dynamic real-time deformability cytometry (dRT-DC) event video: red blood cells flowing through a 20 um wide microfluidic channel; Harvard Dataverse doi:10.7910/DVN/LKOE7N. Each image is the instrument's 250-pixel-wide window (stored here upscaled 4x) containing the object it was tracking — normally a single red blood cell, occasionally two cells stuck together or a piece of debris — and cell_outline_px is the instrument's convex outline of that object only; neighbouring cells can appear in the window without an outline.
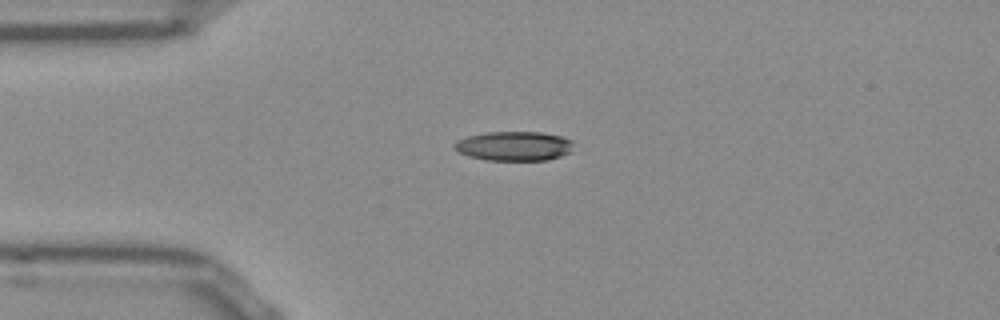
{"species": "Egyptian fruit bat (a non-hibernating species)", "species_latin": "Rousettus aegyptiacus", "temperature_condition": "room temperature", "stored_images_in_passage": 41, "camera_frame_rate_fps": 3000, "um_per_image_px": 0.085, "frame": {"image": 1, "passage_image": 1, "time_ms": 0.0, "image_size_px": [1000, 320], "cell_outline_px": [[572, 152], [548, 160], [484, 160], [468, 156], [460, 152], [452, 144], [456, 140], [468, 136], [488, 132], [540, 132], [560, 136], [572, 140]], "centroid_in_image_um": [43.7, 12.42], "position_along_channel_um": 41.3, "area_um2": 20.4}}
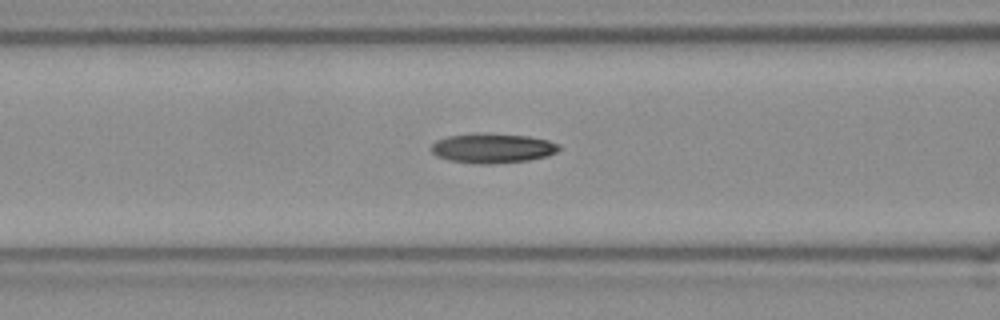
{"frame": {"image": 2, "passage_image": 9, "time_ms": 2.667, "image_size_px": [1000, 320], "cell_outline_px": [[560, 148], [556, 152], [548, 156], [528, 160], [492, 164], [480, 164], [448, 160], [436, 156], [428, 148], [436, 140], [448, 136], [480, 132], [528, 136], [548, 140], [560, 144]], "centroid_in_image_um": [41.84, 12.59], "position_along_channel_um": 124.8, "area_um2": 22.37}}
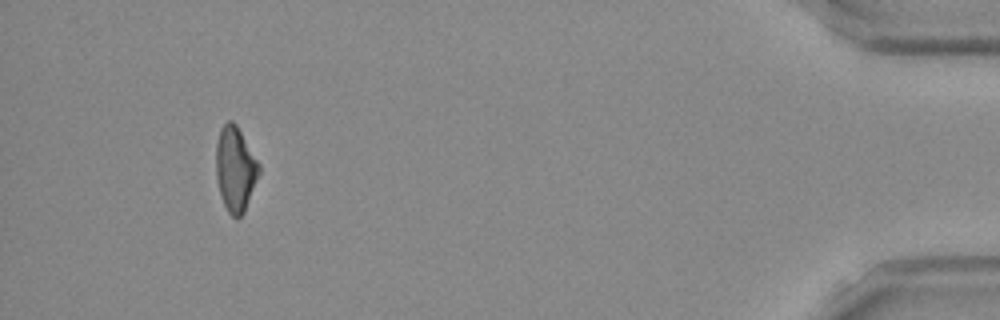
{"frame": {"image": 3, "passage_image": 37, "time_ms": 12.0, "image_size_px": [1000, 320], "cell_outline_px": [[260, 172], [244, 212], [240, 216], [232, 216], [228, 212], [224, 204], [220, 192], [216, 176], [216, 144], [220, 128], [228, 120], [232, 120], [236, 124], [260, 164]], "centroid_in_image_um": [20.0, 14.33], "position_along_channel_um": 415.2, "area_um2": 21.04}, "authors_computed_cell_mechanics": {"area_um2": 21.2704, "velocity_mm_per_s": 3.8958, "shape_relaxation_time_tau1_ms": null, "shape_relaxation_time_tau2_ms": 7.1989, "deformation_change_tau1": null, "deformation_change_tau2": 0.1664}}